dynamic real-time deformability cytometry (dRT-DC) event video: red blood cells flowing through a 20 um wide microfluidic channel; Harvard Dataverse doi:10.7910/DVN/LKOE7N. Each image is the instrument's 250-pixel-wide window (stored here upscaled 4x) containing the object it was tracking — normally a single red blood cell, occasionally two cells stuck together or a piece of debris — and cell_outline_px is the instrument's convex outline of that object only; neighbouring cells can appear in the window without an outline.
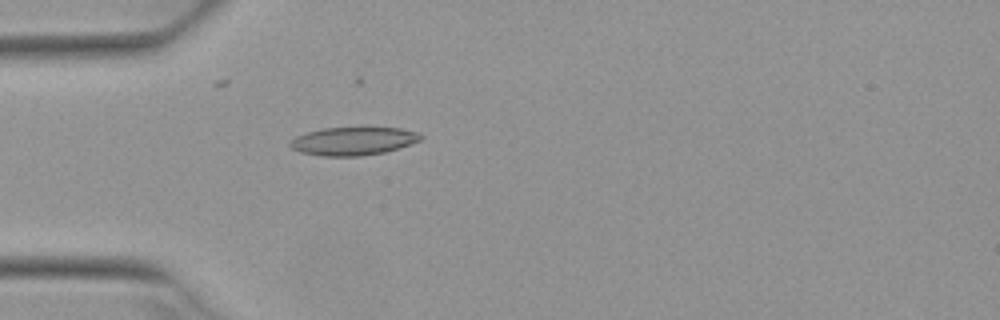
{"species": "Egyptian fruit bat (a non-hibernating species)", "species_latin": "Rousettus aegyptiacus", "temperature_condition": "warm", "stored_images_in_passage": 5, "camera_frame_rate_fps": 3000, "um_per_image_px": 0.085, "animal": {"sex": "female"}, "frame": {"image": 1, "passage_image": 5, "time_ms": 1.333, "image_size_px": [1000, 320], "cell_outline_px": [[424, 136], [420, 140], [400, 148], [384, 152], [360, 156], [324, 156], [300, 152], [292, 148], [288, 144], [296, 136], [308, 132], [324, 128], [400, 128], [420, 132]], "centroid_in_image_um": [30.06, 11.99], "position_along_channel_um": 54.9, "area_um2": 21.33}}